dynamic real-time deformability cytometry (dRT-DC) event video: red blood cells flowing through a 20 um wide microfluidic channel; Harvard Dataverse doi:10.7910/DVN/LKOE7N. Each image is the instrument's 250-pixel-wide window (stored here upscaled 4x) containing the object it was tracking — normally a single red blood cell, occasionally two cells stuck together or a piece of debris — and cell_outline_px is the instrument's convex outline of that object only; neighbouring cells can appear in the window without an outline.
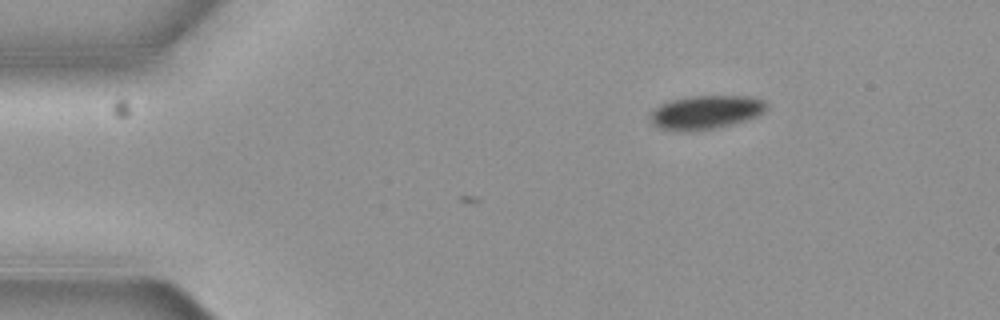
{"species": "common noctule bat (a hibernating species)", "species_latin": "Nyctalus noctula", "temperature_condition": "cold", "stored_images_in_passage": 2, "camera_frame_rate_fps": 3000, "um_per_image_px": 0.085, "animal": {"sex": "female", "body_mass_g": 19.3, "forearm_length_mm": 54.1}, "frame": {"image": 1, "passage_image": 2, "time_ms": 0.333, "image_size_px": [1000, 320], "cell_outline_px": [[768, 108], [764, 112], [756, 116], [732, 124], [712, 128], [688, 132], [660, 128], [652, 124], [652, 112], [660, 104], [672, 100], [688, 96], [752, 96], [764, 100], [768, 104]], "centroid_in_image_um": [60.03, 9.53], "position_along_channel_um": 25.0, "area_um2": 22.66}}